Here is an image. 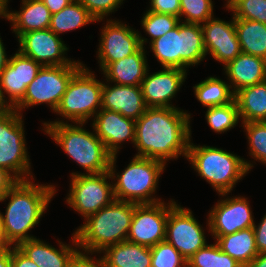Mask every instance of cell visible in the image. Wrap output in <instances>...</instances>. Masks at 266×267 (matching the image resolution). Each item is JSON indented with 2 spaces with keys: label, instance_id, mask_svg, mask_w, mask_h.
Segmentation results:
<instances>
[{
  "label": "cell",
  "instance_id": "1",
  "mask_svg": "<svg viewBox=\"0 0 266 267\" xmlns=\"http://www.w3.org/2000/svg\"><path fill=\"white\" fill-rule=\"evenodd\" d=\"M190 115L175 107H148L136 120L135 156L166 160L188 154Z\"/></svg>",
  "mask_w": 266,
  "mask_h": 267
},
{
  "label": "cell",
  "instance_id": "2",
  "mask_svg": "<svg viewBox=\"0 0 266 267\" xmlns=\"http://www.w3.org/2000/svg\"><path fill=\"white\" fill-rule=\"evenodd\" d=\"M55 191L52 185L19 180L0 200L10 198L5 215L0 214L3 235L10 246L34 238L27 233L39 223Z\"/></svg>",
  "mask_w": 266,
  "mask_h": 267
},
{
  "label": "cell",
  "instance_id": "3",
  "mask_svg": "<svg viewBox=\"0 0 266 267\" xmlns=\"http://www.w3.org/2000/svg\"><path fill=\"white\" fill-rule=\"evenodd\" d=\"M136 205L114 199L86 218L84 225L75 231L73 243L86 253H101L109 246L127 241Z\"/></svg>",
  "mask_w": 266,
  "mask_h": 267
},
{
  "label": "cell",
  "instance_id": "4",
  "mask_svg": "<svg viewBox=\"0 0 266 267\" xmlns=\"http://www.w3.org/2000/svg\"><path fill=\"white\" fill-rule=\"evenodd\" d=\"M45 132L62 147L65 153L76 161L86 174H98L109 171L111 154L96 133L86 131L80 126L63 121L44 123Z\"/></svg>",
  "mask_w": 266,
  "mask_h": 267
},
{
  "label": "cell",
  "instance_id": "5",
  "mask_svg": "<svg viewBox=\"0 0 266 267\" xmlns=\"http://www.w3.org/2000/svg\"><path fill=\"white\" fill-rule=\"evenodd\" d=\"M187 159L219 195H227L253 164L226 150L189 142Z\"/></svg>",
  "mask_w": 266,
  "mask_h": 267
},
{
  "label": "cell",
  "instance_id": "6",
  "mask_svg": "<svg viewBox=\"0 0 266 267\" xmlns=\"http://www.w3.org/2000/svg\"><path fill=\"white\" fill-rule=\"evenodd\" d=\"M151 43L154 56L163 68L185 70L204 59L206 51L200 24L180 23Z\"/></svg>",
  "mask_w": 266,
  "mask_h": 267
},
{
  "label": "cell",
  "instance_id": "7",
  "mask_svg": "<svg viewBox=\"0 0 266 267\" xmlns=\"http://www.w3.org/2000/svg\"><path fill=\"white\" fill-rule=\"evenodd\" d=\"M165 165L157 159L134 156L123 173L116 175L118 181L113 185L114 198L137 205L161 202L150 196L158 187Z\"/></svg>",
  "mask_w": 266,
  "mask_h": 267
},
{
  "label": "cell",
  "instance_id": "8",
  "mask_svg": "<svg viewBox=\"0 0 266 267\" xmlns=\"http://www.w3.org/2000/svg\"><path fill=\"white\" fill-rule=\"evenodd\" d=\"M103 83L84 65L71 78L55 112L80 126L102 106Z\"/></svg>",
  "mask_w": 266,
  "mask_h": 267
},
{
  "label": "cell",
  "instance_id": "9",
  "mask_svg": "<svg viewBox=\"0 0 266 267\" xmlns=\"http://www.w3.org/2000/svg\"><path fill=\"white\" fill-rule=\"evenodd\" d=\"M116 155H112L109 171L98 174L72 173L70 194L66 202L86 219L108 206L115 198L113 184L107 178H115L114 164ZM107 181V182H106Z\"/></svg>",
  "mask_w": 266,
  "mask_h": 267
},
{
  "label": "cell",
  "instance_id": "10",
  "mask_svg": "<svg viewBox=\"0 0 266 267\" xmlns=\"http://www.w3.org/2000/svg\"><path fill=\"white\" fill-rule=\"evenodd\" d=\"M82 66L81 62L76 61L71 65L42 66L14 109L20 113L23 108L46 103L55 112L71 78Z\"/></svg>",
  "mask_w": 266,
  "mask_h": 267
},
{
  "label": "cell",
  "instance_id": "11",
  "mask_svg": "<svg viewBox=\"0 0 266 267\" xmlns=\"http://www.w3.org/2000/svg\"><path fill=\"white\" fill-rule=\"evenodd\" d=\"M21 115L15 109L0 115V167L18 180H28L32 175Z\"/></svg>",
  "mask_w": 266,
  "mask_h": 267
},
{
  "label": "cell",
  "instance_id": "12",
  "mask_svg": "<svg viewBox=\"0 0 266 267\" xmlns=\"http://www.w3.org/2000/svg\"><path fill=\"white\" fill-rule=\"evenodd\" d=\"M168 204L166 206L164 202H158L136 205L127 241L149 248L164 241L169 210L176 202L172 200Z\"/></svg>",
  "mask_w": 266,
  "mask_h": 267
},
{
  "label": "cell",
  "instance_id": "13",
  "mask_svg": "<svg viewBox=\"0 0 266 267\" xmlns=\"http://www.w3.org/2000/svg\"><path fill=\"white\" fill-rule=\"evenodd\" d=\"M165 240L186 260L207 245L202 226L194 218L191 210L178 204L169 210Z\"/></svg>",
  "mask_w": 266,
  "mask_h": 267
},
{
  "label": "cell",
  "instance_id": "14",
  "mask_svg": "<svg viewBox=\"0 0 266 267\" xmlns=\"http://www.w3.org/2000/svg\"><path fill=\"white\" fill-rule=\"evenodd\" d=\"M98 59L102 71L112 62L137 52L147 39L128 25L108 20L102 29Z\"/></svg>",
  "mask_w": 266,
  "mask_h": 267
},
{
  "label": "cell",
  "instance_id": "15",
  "mask_svg": "<svg viewBox=\"0 0 266 267\" xmlns=\"http://www.w3.org/2000/svg\"><path fill=\"white\" fill-rule=\"evenodd\" d=\"M18 40V51L42 66L71 65L75 62L64 57L68 48L49 28L23 33Z\"/></svg>",
  "mask_w": 266,
  "mask_h": 267
},
{
  "label": "cell",
  "instance_id": "16",
  "mask_svg": "<svg viewBox=\"0 0 266 267\" xmlns=\"http://www.w3.org/2000/svg\"><path fill=\"white\" fill-rule=\"evenodd\" d=\"M246 198L233 197L217 202L209 213V232L229 235L242 229L253 228L254 219Z\"/></svg>",
  "mask_w": 266,
  "mask_h": 267
},
{
  "label": "cell",
  "instance_id": "17",
  "mask_svg": "<svg viewBox=\"0 0 266 267\" xmlns=\"http://www.w3.org/2000/svg\"><path fill=\"white\" fill-rule=\"evenodd\" d=\"M201 26L206 55L209 52L215 60L226 66L242 53L234 17L229 23L212 17Z\"/></svg>",
  "mask_w": 266,
  "mask_h": 267
},
{
  "label": "cell",
  "instance_id": "18",
  "mask_svg": "<svg viewBox=\"0 0 266 267\" xmlns=\"http://www.w3.org/2000/svg\"><path fill=\"white\" fill-rule=\"evenodd\" d=\"M42 65L22 55L19 51L9 58L0 74V88L9 96L14 108L25 96L27 86L35 79Z\"/></svg>",
  "mask_w": 266,
  "mask_h": 267
},
{
  "label": "cell",
  "instance_id": "19",
  "mask_svg": "<svg viewBox=\"0 0 266 267\" xmlns=\"http://www.w3.org/2000/svg\"><path fill=\"white\" fill-rule=\"evenodd\" d=\"M142 80L141 89L147 107L172 106L169 101L175 97L180 86L185 81L186 70L179 68H164L162 71L148 75ZM171 99V100H170Z\"/></svg>",
  "mask_w": 266,
  "mask_h": 267
},
{
  "label": "cell",
  "instance_id": "20",
  "mask_svg": "<svg viewBox=\"0 0 266 267\" xmlns=\"http://www.w3.org/2000/svg\"><path fill=\"white\" fill-rule=\"evenodd\" d=\"M93 128L111 155H116L125 140L135 142L136 121L107 109H100L94 116Z\"/></svg>",
  "mask_w": 266,
  "mask_h": 267
},
{
  "label": "cell",
  "instance_id": "21",
  "mask_svg": "<svg viewBox=\"0 0 266 267\" xmlns=\"http://www.w3.org/2000/svg\"><path fill=\"white\" fill-rule=\"evenodd\" d=\"M101 108L120 113L136 121L148 107L145 104L141 86L115 84L109 87L104 83Z\"/></svg>",
  "mask_w": 266,
  "mask_h": 267
},
{
  "label": "cell",
  "instance_id": "22",
  "mask_svg": "<svg viewBox=\"0 0 266 267\" xmlns=\"http://www.w3.org/2000/svg\"><path fill=\"white\" fill-rule=\"evenodd\" d=\"M7 3L8 0H2V17L13 23L17 38L23 33L49 28L52 14L42 0H22L19 12H9Z\"/></svg>",
  "mask_w": 266,
  "mask_h": 267
},
{
  "label": "cell",
  "instance_id": "23",
  "mask_svg": "<svg viewBox=\"0 0 266 267\" xmlns=\"http://www.w3.org/2000/svg\"><path fill=\"white\" fill-rule=\"evenodd\" d=\"M224 67L234 94L242 88L266 81V60L261 57L240 53Z\"/></svg>",
  "mask_w": 266,
  "mask_h": 267
},
{
  "label": "cell",
  "instance_id": "24",
  "mask_svg": "<svg viewBox=\"0 0 266 267\" xmlns=\"http://www.w3.org/2000/svg\"><path fill=\"white\" fill-rule=\"evenodd\" d=\"M60 249L33 238L20 242L16 247L39 267H68L73 257L80 251L59 241Z\"/></svg>",
  "mask_w": 266,
  "mask_h": 267
},
{
  "label": "cell",
  "instance_id": "25",
  "mask_svg": "<svg viewBox=\"0 0 266 267\" xmlns=\"http://www.w3.org/2000/svg\"><path fill=\"white\" fill-rule=\"evenodd\" d=\"M147 59L142 46L137 52L123 59L110 63L103 73L106 80L114 81L117 85L141 86L148 72Z\"/></svg>",
  "mask_w": 266,
  "mask_h": 267
},
{
  "label": "cell",
  "instance_id": "26",
  "mask_svg": "<svg viewBox=\"0 0 266 267\" xmlns=\"http://www.w3.org/2000/svg\"><path fill=\"white\" fill-rule=\"evenodd\" d=\"M104 251L105 267H151V250L147 246L123 241Z\"/></svg>",
  "mask_w": 266,
  "mask_h": 267
},
{
  "label": "cell",
  "instance_id": "27",
  "mask_svg": "<svg viewBox=\"0 0 266 267\" xmlns=\"http://www.w3.org/2000/svg\"><path fill=\"white\" fill-rule=\"evenodd\" d=\"M212 236L220 249L243 267L258 255L253 228L242 229L229 235Z\"/></svg>",
  "mask_w": 266,
  "mask_h": 267
},
{
  "label": "cell",
  "instance_id": "28",
  "mask_svg": "<svg viewBox=\"0 0 266 267\" xmlns=\"http://www.w3.org/2000/svg\"><path fill=\"white\" fill-rule=\"evenodd\" d=\"M234 99L242 123L266 121V81L242 88Z\"/></svg>",
  "mask_w": 266,
  "mask_h": 267
},
{
  "label": "cell",
  "instance_id": "29",
  "mask_svg": "<svg viewBox=\"0 0 266 267\" xmlns=\"http://www.w3.org/2000/svg\"><path fill=\"white\" fill-rule=\"evenodd\" d=\"M235 28L242 53L266 60V24L235 18Z\"/></svg>",
  "mask_w": 266,
  "mask_h": 267
},
{
  "label": "cell",
  "instance_id": "30",
  "mask_svg": "<svg viewBox=\"0 0 266 267\" xmlns=\"http://www.w3.org/2000/svg\"><path fill=\"white\" fill-rule=\"evenodd\" d=\"M95 21L97 20L89 11L80 2L74 0L61 11L51 15L49 29L58 35Z\"/></svg>",
  "mask_w": 266,
  "mask_h": 267
},
{
  "label": "cell",
  "instance_id": "31",
  "mask_svg": "<svg viewBox=\"0 0 266 267\" xmlns=\"http://www.w3.org/2000/svg\"><path fill=\"white\" fill-rule=\"evenodd\" d=\"M231 84L216 77H208L193 86L196 98L203 106L210 108L231 103L235 94L230 90Z\"/></svg>",
  "mask_w": 266,
  "mask_h": 267
},
{
  "label": "cell",
  "instance_id": "32",
  "mask_svg": "<svg viewBox=\"0 0 266 267\" xmlns=\"http://www.w3.org/2000/svg\"><path fill=\"white\" fill-rule=\"evenodd\" d=\"M187 267H243L228 254L223 252L217 243L206 245L187 260Z\"/></svg>",
  "mask_w": 266,
  "mask_h": 267
},
{
  "label": "cell",
  "instance_id": "33",
  "mask_svg": "<svg viewBox=\"0 0 266 267\" xmlns=\"http://www.w3.org/2000/svg\"><path fill=\"white\" fill-rule=\"evenodd\" d=\"M240 118L235 99L226 105L207 108L206 120L214 132L224 133L236 126Z\"/></svg>",
  "mask_w": 266,
  "mask_h": 267
},
{
  "label": "cell",
  "instance_id": "34",
  "mask_svg": "<svg viewBox=\"0 0 266 267\" xmlns=\"http://www.w3.org/2000/svg\"><path fill=\"white\" fill-rule=\"evenodd\" d=\"M151 267H187V260L166 240L150 248Z\"/></svg>",
  "mask_w": 266,
  "mask_h": 267
},
{
  "label": "cell",
  "instance_id": "35",
  "mask_svg": "<svg viewBox=\"0 0 266 267\" xmlns=\"http://www.w3.org/2000/svg\"><path fill=\"white\" fill-rule=\"evenodd\" d=\"M143 29L151 36V42L176 27L179 17L147 11L142 18Z\"/></svg>",
  "mask_w": 266,
  "mask_h": 267
},
{
  "label": "cell",
  "instance_id": "36",
  "mask_svg": "<svg viewBox=\"0 0 266 267\" xmlns=\"http://www.w3.org/2000/svg\"><path fill=\"white\" fill-rule=\"evenodd\" d=\"M226 7L234 18L266 24V0H232Z\"/></svg>",
  "mask_w": 266,
  "mask_h": 267
},
{
  "label": "cell",
  "instance_id": "37",
  "mask_svg": "<svg viewBox=\"0 0 266 267\" xmlns=\"http://www.w3.org/2000/svg\"><path fill=\"white\" fill-rule=\"evenodd\" d=\"M185 15V23L204 24L213 17L211 0H180V17ZM202 23V24H201Z\"/></svg>",
  "mask_w": 266,
  "mask_h": 267
},
{
  "label": "cell",
  "instance_id": "38",
  "mask_svg": "<svg viewBox=\"0 0 266 267\" xmlns=\"http://www.w3.org/2000/svg\"><path fill=\"white\" fill-rule=\"evenodd\" d=\"M242 124L249 139L250 155L266 164V121Z\"/></svg>",
  "mask_w": 266,
  "mask_h": 267
},
{
  "label": "cell",
  "instance_id": "39",
  "mask_svg": "<svg viewBox=\"0 0 266 267\" xmlns=\"http://www.w3.org/2000/svg\"><path fill=\"white\" fill-rule=\"evenodd\" d=\"M97 20L101 21L104 16L112 13L121 6L124 0H77Z\"/></svg>",
  "mask_w": 266,
  "mask_h": 267
},
{
  "label": "cell",
  "instance_id": "40",
  "mask_svg": "<svg viewBox=\"0 0 266 267\" xmlns=\"http://www.w3.org/2000/svg\"><path fill=\"white\" fill-rule=\"evenodd\" d=\"M148 11L180 17V0H151Z\"/></svg>",
  "mask_w": 266,
  "mask_h": 267
},
{
  "label": "cell",
  "instance_id": "41",
  "mask_svg": "<svg viewBox=\"0 0 266 267\" xmlns=\"http://www.w3.org/2000/svg\"><path fill=\"white\" fill-rule=\"evenodd\" d=\"M68 267H105L103 258L94 260L93 257H88L85 253L78 252L68 264Z\"/></svg>",
  "mask_w": 266,
  "mask_h": 267
},
{
  "label": "cell",
  "instance_id": "42",
  "mask_svg": "<svg viewBox=\"0 0 266 267\" xmlns=\"http://www.w3.org/2000/svg\"><path fill=\"white\" fill-rule=\"evenodd\" d=\"M7 169L0 167V200L19 181Z\"/></svg>",
  "mask_w": 266,
  "mask_h": 267
},
{
  "label": "cell",
  "instance_id": "43",
  "mask_svg": "<svg viewBox=\"0 0 266 267\" xmlns=\"http://www.w3.org/2000/svg\"><path fill=\"white\" fill-rule=\"evenodd\" d=\"M255 242L258 249V254L266 252V215L262 218L260 224L253 226Z\"/></svg>",
  "mask_w": 266,
  "mask_h": 267
},
{
  "label": "cell",
  "instance_id": "44",
  "mask_svg": "<svg viewBox=\"0 0 266 267\" xmlns=\"http://www.w3.org/2000/svg\"><path fill=\"white\" fill-rule=\"evenodd\" d=\"M11 267H39L16 246L11 249Z\"/></svg>",
  "mask_w": 266,
  "mask_h": 267
},
{
  "label": "cell",
  "instance_id": "45",
  "mask_svg": "<svg viewBox=\"0 0 266 267\" xmlns=\"http://www.w3.org/2000/svg\"><path fill=\"white\" fill-rule=\"evenodd\" d=\"M73 1L74 0H42L44 5L50 10L51 14L61 11Z\"/></svg>",
  "mask_w": 266,
  "mask_h": 267
},
{
  "label": "cell",
  "instance_id": "46",
  "mask_svg": "<svg viewBox=\"0 0 266 267\" xmlns=\"http://www.w3.org/2000/svg\"><path fill=\"white\" fill-rule=\"evenodd\" d=\"M0 267H11V246L0 252Z\"/></svg>",
  "mask_w": 266,
  "mask_h": 267
},
{
  "label": "cell",
  "instance_id": "47",
  "mask_svg": "<svg viewBox=\"0 0 266 267\" xmlns=\"http://www.w3.org/2000/svg\"><path fill=\"white\" fill-rule=\"evenodd\" d=\"M245 267H266V252L259 253L248 265Z\"/></svg>",
  "mask_w": 266,
  "mask_h": 267
},
{
  "label": "cell",
  "instance_id": "48",
  "mask_svg": "<svg viewBox=\"0 0 266 267\" xmlns=\"http://www.w3.org/2000/svg\"><path fill=\"white\" fill-rule=\"evenodd\" d=\"M3 90L0 88V115H4L10 111H12L14 108L5 100V96L3 94Z\"/></svg>",
  "mask_w": 266,
  "mask_h": 267
},
{
  "label": "cell",
  "instance_id": "49",
  "mask_svg": "<svg viewBox=\"0 0 266 267\" xmlns=\"http://www.w3.org/2000/svg\"><path fill=\"white\" fill-rule=\"evenodd\" d=\"M8 63H9V59L6 58L5 48L0 38V74L5 69Z\"/></svg>",
  "mask_w": 266,
  "mask_h": 267
},
{
  "label": "cell",
  "instance_id": "50",
  "mask_svg": "<svg viewBox=\"0 0 266 267\" xmlns=\"http://www.w3.org/2000/svg\"><path fill=\"white\" fill-rule=\"evenodd\" d=\"M1 214V213H0ZM10 247V245L6 242L1 225V217H0V252L4 251L6 248Z\"/></svg>",
  "mask_w": 266,
  "mask_h": 267
},
{
  "label": "cell",
  "instance_id": "51",
  "mask_svg": "<svg viewBox=\"0 0 266 267\" xmlns=\"http://www.w3.org/2000/svg\"><path fill=\"white\" fill-rule=\"evenodd\" d=\"M2 16V0H0V17Z\"/></svg>",
  "mask_w": 266,
  "mask_h": 267
},
{
  "label": "cell",
  "instance_id": "52",
  "mask_svg": "<svg viewBox=\"0 0 266 267\" xmlns=\"http://www.w3.org/2000/svg\"><path fill=\"white\" fill-rule=\"evenodd\" d=\"M232 0H227V4H226V6L231 2Z\"/></svg>",
  "mask_w": 266,
  "mask_h": 267
}]
</instances>
